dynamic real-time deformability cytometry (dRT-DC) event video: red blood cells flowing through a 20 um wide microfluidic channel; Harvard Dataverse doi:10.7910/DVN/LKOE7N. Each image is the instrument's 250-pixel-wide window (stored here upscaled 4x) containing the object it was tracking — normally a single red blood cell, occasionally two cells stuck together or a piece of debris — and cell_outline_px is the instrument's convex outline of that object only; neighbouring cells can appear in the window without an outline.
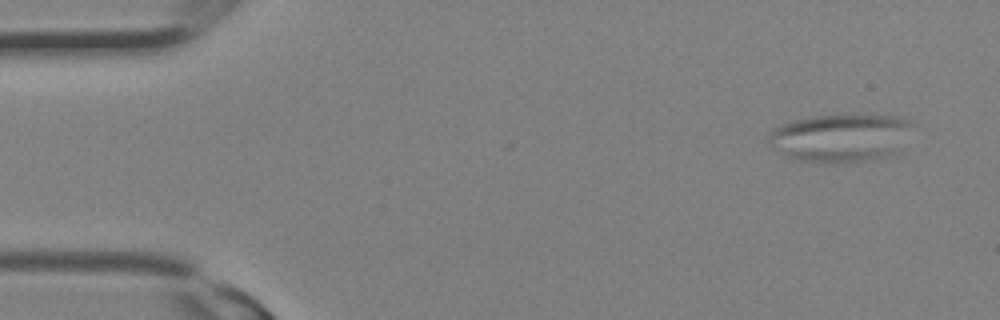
{"species": "Egyptian fruit bat (a non-hibernating species)", "species_latin": "Rousettus aegyptiacus", "temperature_condition": "room temperature", "stored_images_in_passage": 10, "camera_frame_rate_fps": 3000, "um_per_image_px": 0.085, "animal": {"sex": "female"}, "frame": {"image": 1, "passage_image": 1, "time_ms": 0.0, "image_size_px": [1000, 320], "cell_outline_px": [[916, 124], [900, 152], [872, 160], [848, 164], [832, 164], [796, 160], [784, 156], [772, 148], [768, 144], [768, 140], [772, 128], [780, 124], [812, 116], [896, 116], [908, 120]], "centroid_in_image_um": [71.47, 11.76], "position_along_channel_um": 13.5, "area_um2": 41.21}}
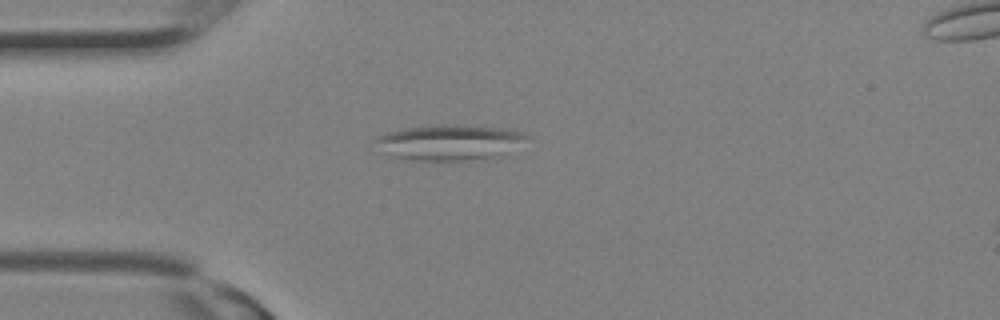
{"frame": {"image": 2, "passage_image": 7, "time_ms": 2.0, "image_size_px": [1000, 320], "cell_outline_px": [[532, 136], [500, 156], [488, 160], [416, 160], [392, 156], [372, 140], [376, 136], [384, 132], [404, 128], [432, 124], [452, 124], [504, 128], [524, 132]], "centroid_in_image_um": [38.24, 12.08], "position_along_channel_um": 46.8, "area_um2": 31.67}}